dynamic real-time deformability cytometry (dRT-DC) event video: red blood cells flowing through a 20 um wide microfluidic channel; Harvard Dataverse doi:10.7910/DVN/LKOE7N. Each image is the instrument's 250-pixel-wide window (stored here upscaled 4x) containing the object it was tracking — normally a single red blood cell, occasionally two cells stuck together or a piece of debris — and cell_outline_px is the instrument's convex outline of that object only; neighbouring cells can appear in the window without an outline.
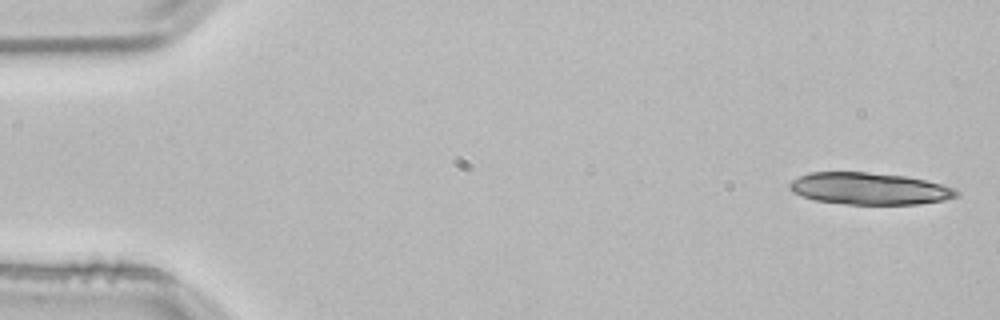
{"species": "common noctule bat (a hibernating species)", "species_latin": "Nyctalus noctula", "temperature_condition": "room temperature", "stored_images_in_passage": 3, "camera_frame_rate_fps": 3000, "um_per_image_px": 0.085, "animal": {"sex": "male", "body_mass_g": 21.5, "forearm_length_mm": 52.0}, "frame": {"image": 1, "passage_image": 1, "time_ms": 0.0, "image_size_px": [1000, 320], "cell_outline_px": [[960, 196], [944, 200], [916, 204], [848, 204], [816, 200], [800, 196], [792, 192], [788, 188], [788, 184], [792, 180], [808, 172], [864, 172], [904, 176], [924, 180], [956, 188], [960, 192]], "centroid_in_image_um": [73.88, 16.03], "position_along_channel_um": 11.1, "area_um2": 31.04}}